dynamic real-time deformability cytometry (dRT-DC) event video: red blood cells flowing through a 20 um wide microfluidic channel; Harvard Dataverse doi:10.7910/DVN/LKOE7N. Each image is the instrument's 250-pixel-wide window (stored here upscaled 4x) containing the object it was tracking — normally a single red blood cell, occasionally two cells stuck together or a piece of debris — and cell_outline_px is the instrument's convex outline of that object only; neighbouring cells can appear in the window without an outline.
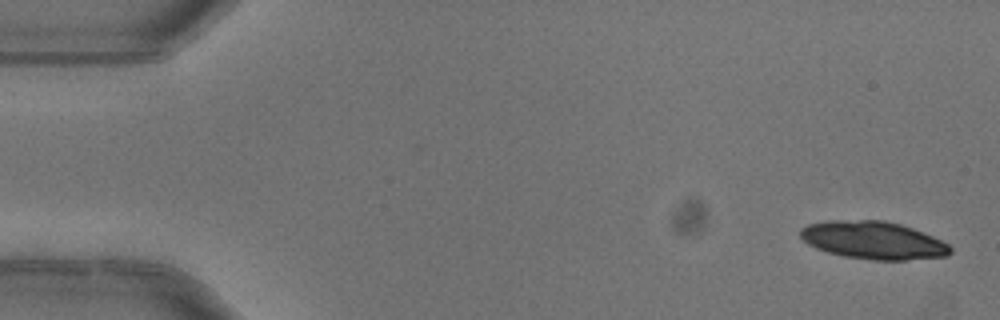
{"species": "common noctule bat (a hibernating species)", "species_latin": "Nyctalus noctula", "temperature_condition": "warm", "stored_images_in_passage": 5, "segment_of_instrument_passage": [1, 2], "camera_frame_rate_fps": 3000, "um_per_image_px": 0.085, "animal": {"sex": "female"}, "frame": {"image": 1, "passage_image": 1, "time_ms": 0.0, "image_size_px": [1000, 320], "cell_outline_px": [[952, 252], [948, 256], [904, 260], [872, 260], [844, 256], [828, 252], [816, 248], [808, 244], [800, 236], [800, 228], [808, 224], [828, 220], [884, 220], [900, 224], [924, 232], [948, 244], [952, 248]], "centroid_in_image_um": [74.23, 20.42], "position_along_channel_um": 10.8, "area_um2": 33.06}}